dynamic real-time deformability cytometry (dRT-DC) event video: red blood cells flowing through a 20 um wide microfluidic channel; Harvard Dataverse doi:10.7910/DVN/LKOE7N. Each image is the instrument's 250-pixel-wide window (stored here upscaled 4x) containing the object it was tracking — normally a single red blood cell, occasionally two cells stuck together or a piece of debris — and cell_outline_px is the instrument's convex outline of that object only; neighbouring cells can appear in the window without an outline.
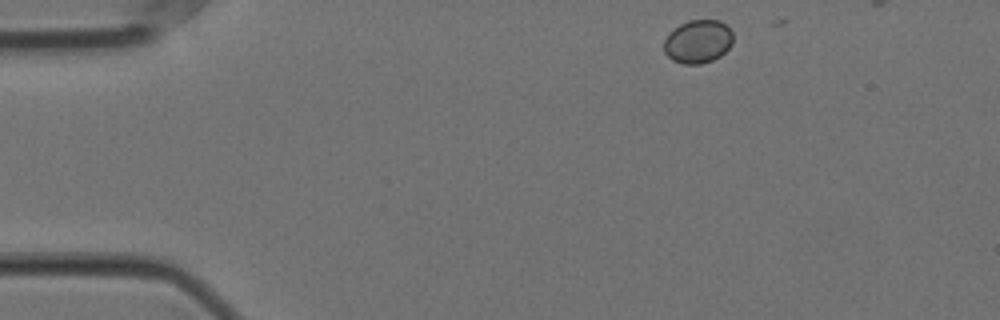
{"species": "Egyptian fruit bat (a non-hibernating species)", "species_latin": "Rousettus aegyptiacus", "temperature_condition": "cold", "stored_images_in_passage": 15, "camera_frame_rate_fps": 3000, "um_per_image_px": 0.085, "animal": {"sex": "female"}, "frame": {"image": 1, "passage_image": 2, "time_ms": 0.333, "image_size_px": [1000, 320], "cell_outline_px": [[732, 44], [720, 56], [712, 60], [700, 64], [684, 64], [672, 60], [664, 52], [664, 40], [668, 32], [680, 24], [688, 20], [720, 20], [732, 32]], "centroid_in_image_um": [59.3, 3.53], "position_along_channel_um": 25.7, "area_um2": 17.46}}
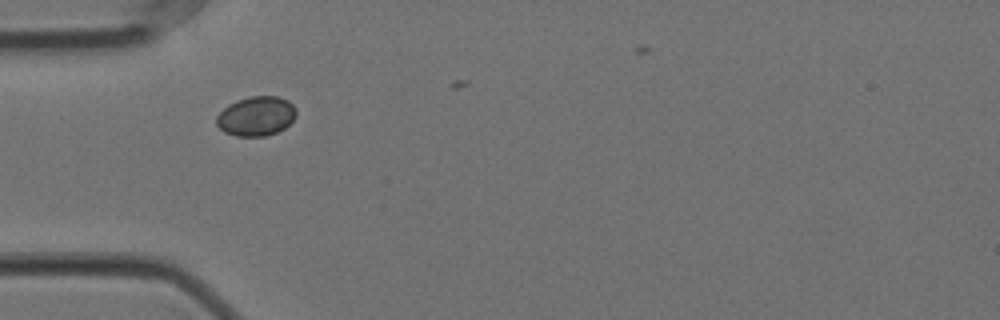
{"frame": {"image": 2, "passage_image": 11, "time_ms": 3.333, "image_size_px": [1000, 320], "cell_outline_px": [[296, 116], [284, 128], [276, 132], [264, 136], [236, 136], [224, 132], [216, 124], [216, 116], [228, 104], [236, 100], [252, 96], [280, 96], [288, 100], [296, 108]], "centroid_in_image_um": [21.77, 9.86], "position_along_channel_um": 63.2, "area_um2": 18.38}}
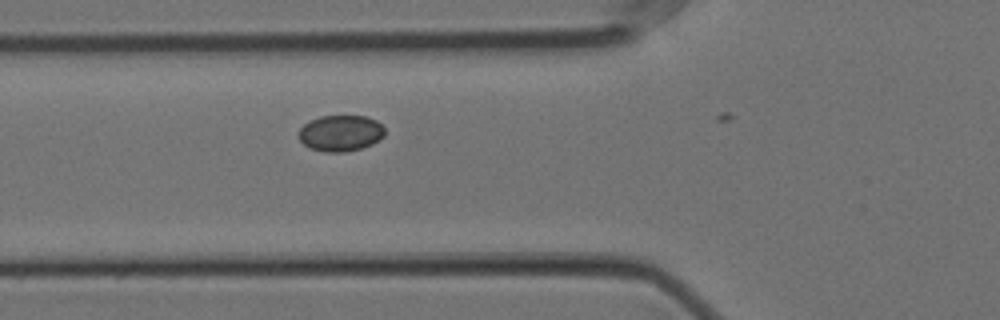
{"frame": {"image": 3, "passage_image": 14, "time_ms": 4.333, "image_size_px": [1000, 320], "cell_outline_px": [[384, 136], [380, 140], [372, 144], [360, 148], [344, 152], [324, 152], [308, 148], [300, 140], [300, 128], [308, 120], [320, 116], [364, 116], [376, 120], [384, 128]], "centroid_in_image_um": [28.94, 11.32], "position_along_channel_um": 96.9, "area_um2": 18.15}}